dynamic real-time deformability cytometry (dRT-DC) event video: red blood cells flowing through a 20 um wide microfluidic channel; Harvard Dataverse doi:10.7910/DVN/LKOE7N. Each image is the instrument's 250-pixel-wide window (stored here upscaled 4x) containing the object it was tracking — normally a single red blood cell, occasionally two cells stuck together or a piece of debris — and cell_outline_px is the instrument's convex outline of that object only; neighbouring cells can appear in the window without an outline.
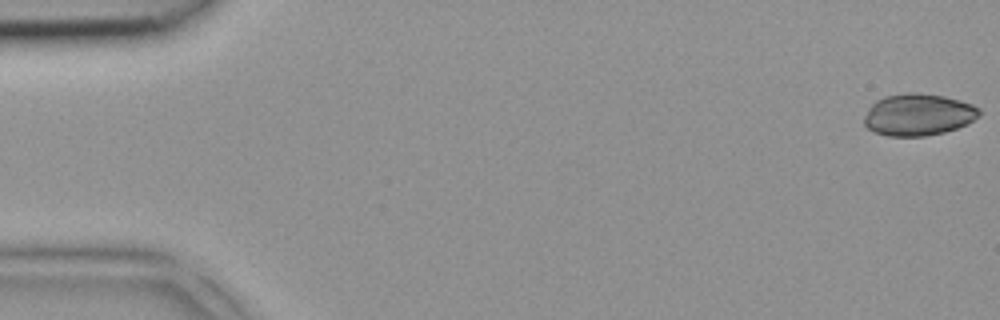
{"species": "common noctule bat (a hibernating species)", "species_latin": "Nyctalus noctula", "temperature_condition": "room temperature", "stored_images_in_passage": 4, "camera_frame_rate_fps": 3000, "um_per_image_px": 0.085, "animal": {"sex": "female", "body_mass_g": 18.4}, "frame": {"image": 1, "passage_image": 1, "time_ms": 0.0, "image_size_px": [1000, 320], "cell_outline_px": [[980, 116], [968, 124], [944, 132], [924, 136], [888, 136], [872, 132], [864, 124], [864, 116], [868, 108], [876, 100], [884, 96], [908, 92], [916, 92], [944, 96], [960, 100], [972, 104], [980, 108]], "centroid_in_image_um": [78.05, 9.74], "position_along_channel_um": 7.0, "area_um2": 28.38}}